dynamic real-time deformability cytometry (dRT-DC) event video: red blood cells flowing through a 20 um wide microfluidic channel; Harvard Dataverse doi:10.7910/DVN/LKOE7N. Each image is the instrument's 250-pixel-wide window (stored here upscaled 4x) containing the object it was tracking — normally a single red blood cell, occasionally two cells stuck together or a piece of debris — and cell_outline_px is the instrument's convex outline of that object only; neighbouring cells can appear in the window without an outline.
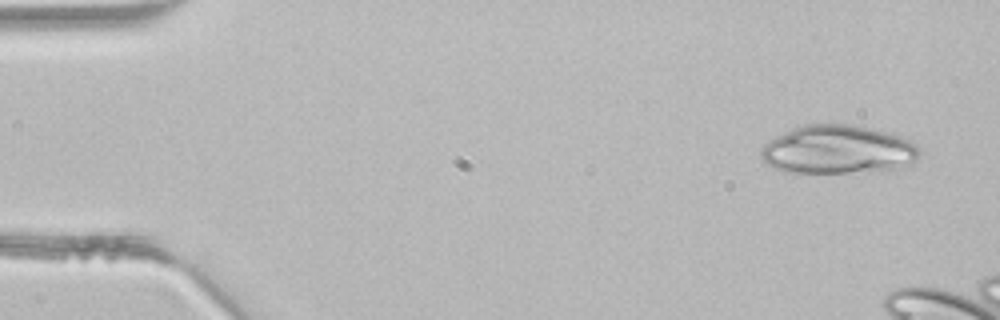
{"species": "common noctule bat (a hibernating species)", "species_latin": "Nyctalus noctula", "temperature_condition": "room temperature", "stored_images_in_passage": 5, "camera_frame_rate_fps": 3000, "um_per_image_px": 0.085, "animal": {"sex": "male", "body_mass_g": 21.5, "forearm_length_mm": 52.0}, "frame": {"image": 1, "passage_image": 1, "time_ms": 0.0, "image_size_px": [1000, 320], "cell_outline_px": [[920, 156], [916, 164], [900, 168], [848, 172], [784, 172], [768, 164], [760, 156], [760, 148], [768, 140], [800, 124], [852, 124], [892, 132], [916, 144], [920, 148]], "centroid_in_image_um": [71.26, 12.7], "position_along_channel_um": 13.7, "area_um2": 45.32}}